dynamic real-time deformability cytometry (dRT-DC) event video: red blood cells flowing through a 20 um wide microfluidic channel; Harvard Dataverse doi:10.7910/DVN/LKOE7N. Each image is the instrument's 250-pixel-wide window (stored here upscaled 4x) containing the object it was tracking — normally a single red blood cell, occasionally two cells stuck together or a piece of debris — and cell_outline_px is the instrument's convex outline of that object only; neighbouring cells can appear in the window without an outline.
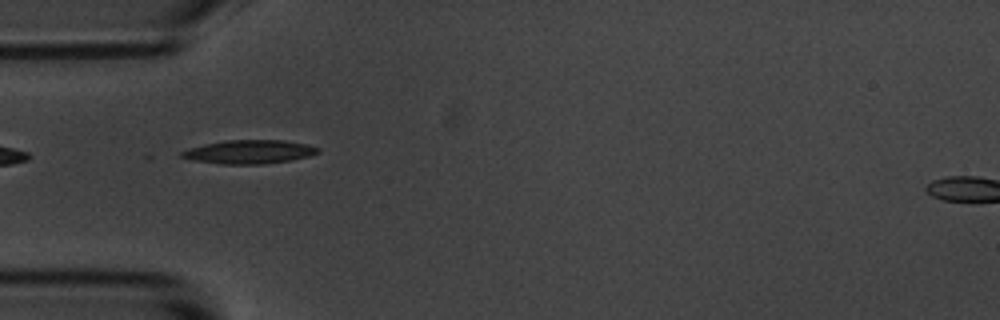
{"species": "common noctule bat (a hibernating species)", "species_latin": "Nyctalus noctula", "temperature_condition": "room temperature", "stored_images_in_passage": 3, "camera_frame_rate_fps": 3000, "um_per_image_px": 0.085, "animal": {"sex": "male", "body_mass_g": 20.1, "forearm_length_mm": 53.5}, "frame": {"image": 1, "passage_image": 2, "time_ms": 1.0, "image_size_px": [1000, 320], "cell_outline_px": [[320, 152], [308, 156], [292, 160], [264, 164], [220, 164], [192, 160], [180, 156], [180, 152], [188, 148], [204, 144], [224, 140], [284, 140], [308, 144], [320, 148]], "centroid_in_image_um": [21.19, 12.9], "position_along_channel_um": 63.8, "area_um2": 18.96}}